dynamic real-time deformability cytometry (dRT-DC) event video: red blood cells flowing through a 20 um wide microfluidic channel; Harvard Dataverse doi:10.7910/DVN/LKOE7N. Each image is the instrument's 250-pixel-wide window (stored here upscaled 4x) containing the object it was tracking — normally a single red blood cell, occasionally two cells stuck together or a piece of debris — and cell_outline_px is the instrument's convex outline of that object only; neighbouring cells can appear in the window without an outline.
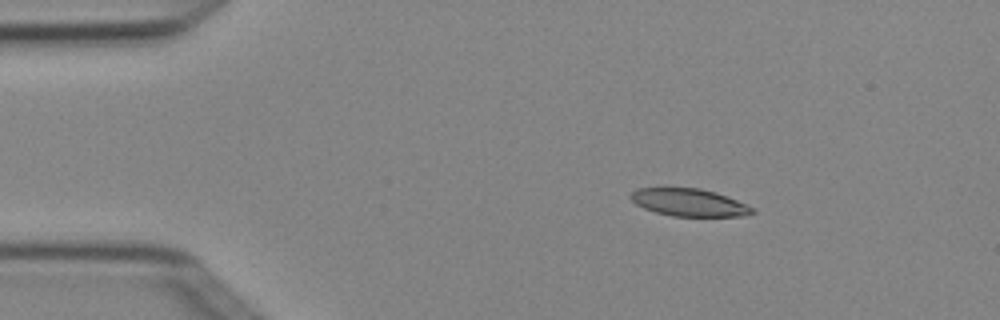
{"species": "Egyptian fruit bat (a non-hibernating species)", "species_latin": "Rousettus aegyptiacus", "temperature_condition": "cold", "stored_images_in_passage": 5, "camera_frame_rate_fps": 3000, "um_per_image_px": 0.085, "animal": {"sex": "female"}, "frame": {"image": 1, "passage_image": 2, "time_ms": 0.333, "image_size_px": [1000, 320], "cell_outline_px": [[756, 212], [744, 216], [672, 216], [656, 212], [644, 208], [636, 204], [628, 196], [636, 188], [700, 188], [716, 192], [756, 208]], "centroid_in_image_um": [58.59, 17.21], "position_along_channel_um": 26.4, "area_um2": 19.54}}
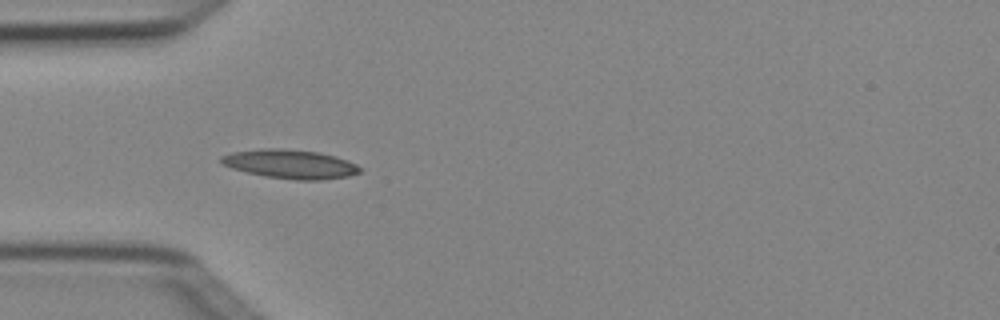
{"frame": {"image": 2, "passage_image": 4, "time_ms": 1.0, "image_size_px": [1000, 320], "cell_outline_px": [[360, 172], [348, 176], [320, 180], [296, 180], [264, 176], [232, 168], [220, 164], [220, 156], [232, 152], [264, 148], [284, 148], [320, 152], [336, 156], [356, 164], [360, 168]], "centroid_in_image_um": [24.65, 13.94], "position_along_channel_um": 60.4, "area_um2": 23.47}}
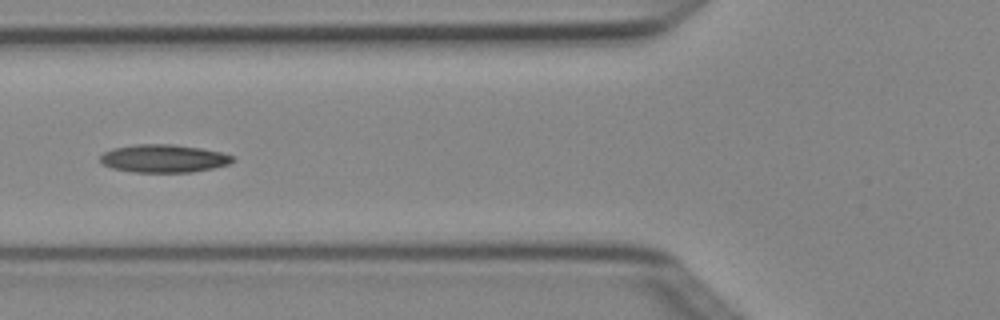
{"frame": {"image": 3, "passage_image": 5, "time_ms": 1.333, "image_size_px": [1000, 320], "cell_outline_px": [[236, 160], [228, 164], [212, 168], [192, 172], [132, 172], [112, 168], [104, 164], [100, 160], [100, 156], [104, 152], [112, 148], [136, 144], [172, 144], [200, 148], [220, 152], [232, 156]], "centroid_in_image_um": [13.89, 13.47], "position_along_channel_um": 111.9, "area_um2": 21.5}}